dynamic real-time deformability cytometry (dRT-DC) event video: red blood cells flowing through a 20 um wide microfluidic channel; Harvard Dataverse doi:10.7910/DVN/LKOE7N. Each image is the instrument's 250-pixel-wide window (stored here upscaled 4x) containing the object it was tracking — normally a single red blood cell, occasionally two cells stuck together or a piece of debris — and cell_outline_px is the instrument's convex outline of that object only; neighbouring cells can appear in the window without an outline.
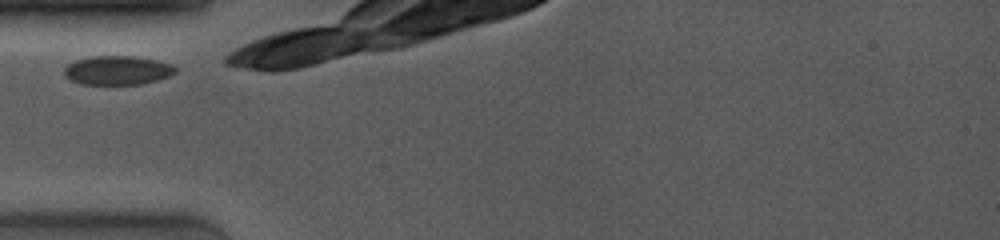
{"species": "common noctule bat (a hibernating species)", "species_latin": "Nyctalus noctula", "temperature_condition": "room temperature", "stored_images_in_passage": 6, "camera_frame_rate_fps": 4000, "um_per_image_px": 0.085, "animal": {"sex": "female", "body_mass_g": 19.0, "forearm_length_mm": 53.3}, "frame": {"image": 1, "passage_image": 1, "time_ms": 0.0, "image_size_px": [1000, 240], "cell_outline_px": [[176, 72], [168, 76], [156, 80], [140, 84], [80, 84], [64, 76], [64, 68], [68, 64], [76, 60], [92, 56], [132, 56], [156, 60], [172, 64], [176, 68]], "centroid_in_image_um": [9.97, 5.97], "position_along_channel_um": 75.0, "area_um2": 18.67}}